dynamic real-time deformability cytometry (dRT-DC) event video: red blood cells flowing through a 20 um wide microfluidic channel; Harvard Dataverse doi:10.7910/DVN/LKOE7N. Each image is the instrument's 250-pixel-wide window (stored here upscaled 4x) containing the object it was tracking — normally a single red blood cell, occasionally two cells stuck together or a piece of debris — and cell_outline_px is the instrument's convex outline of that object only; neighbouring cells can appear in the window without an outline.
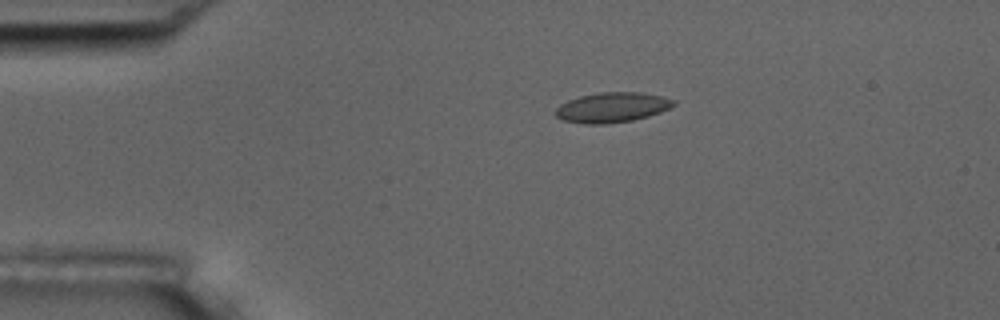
{"species": "common noctule bat (a hibernating species)", "species_latin": "Nyctalus noctula", "temperature_condition": "room temperature", "stored_images_in_passage": 9, "camera_frame_rate_fps": 3000, "um_per_image_px": 0.085, "animal": {"sex": "male", "body_mass_g": 17.5, "forearm_length_mm": 52.3}, "frame": {"image": 1, "passage_image": 1, "time_ms": 0.0, "image_size_px": [1000, 320], "cell_outline_px": [[676, 104], [660, 112], [648, 116], [632, 120], [604, 124], [584, 124], [564, 120], [556, 116], [556, 108], [560, 104], [568, 100], [580, 96], [600, 92], [640, 92], [660, 96], [676, 100]], "centroid_in_image_um": [52.02, 9.12], "position_along_channel_um": 33.0, "area_um2": 20.52}}
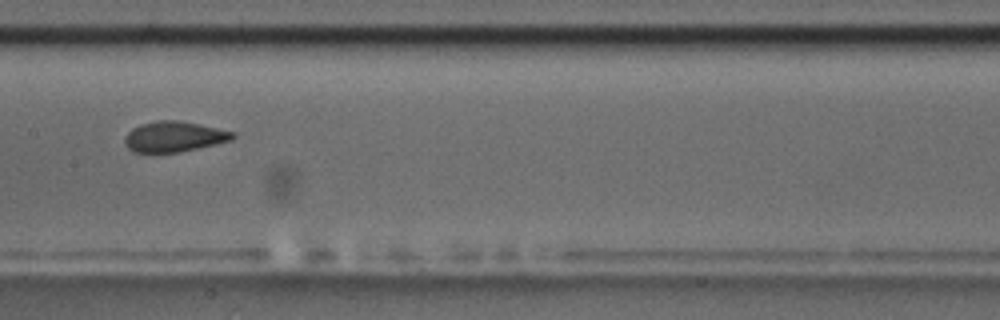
{"frame": {"image": 2, "passage_image": 6, "time_ms": 1.667, "image_size_px": [1000, 320], "cell_outline_px": [[236, 136], [232, 140], [216, 144], [180, 152], [132, 152], [124, 144], [124, 136], [132, 128], [140, 124], [156, 120], [180, 120], [236, 132]], "centroid_in_image_um": [14.79, 11.61], "position_along_channel_um": 192.6, "area_um2": 19.36}}
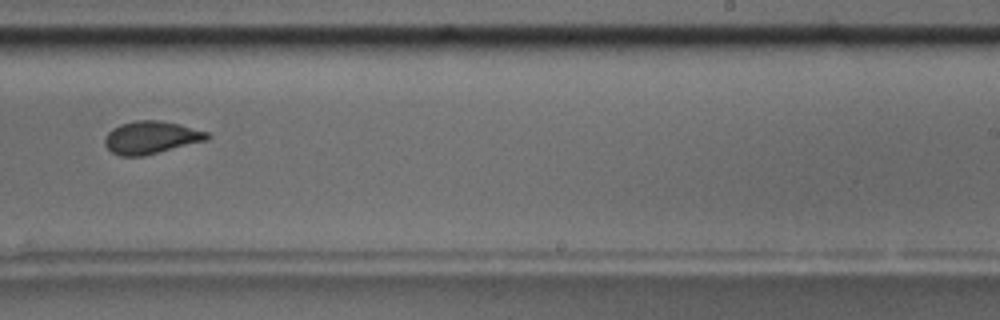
{"frame": {"image": 3, "passage_image": 8, "time_ms": 2.333, "image_size_px": [1000, 320], "cell_outline_px": [[212, 136], [208, 140], [144, 156], [120, 156], [112, 152], [104, 144], [104, 136], [112, 128], [120, 124], [136, 120], [160, 120], [180, 124], [208, 132]], "centroid_in_image_um": [12.85, 11.68], "position_along_channel_um": 276.2, "area_um2": 19.71}}